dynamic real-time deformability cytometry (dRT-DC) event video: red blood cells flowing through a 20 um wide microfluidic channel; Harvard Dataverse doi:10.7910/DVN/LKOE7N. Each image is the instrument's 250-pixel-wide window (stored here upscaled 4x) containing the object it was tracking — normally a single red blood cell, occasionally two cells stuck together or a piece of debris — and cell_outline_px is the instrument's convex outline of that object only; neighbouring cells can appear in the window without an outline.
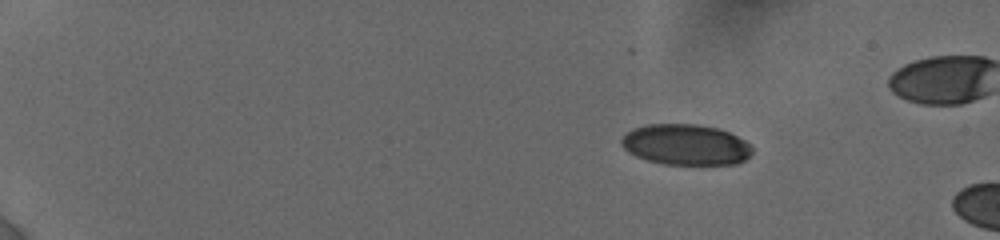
{"species": "human", "species_latin": "Homo sapiens", "temperature_condition": "cold", "stored_images_in_passage": 7, "camera_frame_rate_fps": 3000, "um_per_image_px": 0.085, "donor": {"sex": "female"}, "frame": {"image": 1, "passage_image": 1, "time_ms": 0.0, "image_size_px": [1000, 240], "cell_outline_px": [[752, 152], [744, 160], [736, 164], [664, 164], [648, 160], [636, 156], [628, 152], [620, 144], [620, 140], [632, 128], [648, 124], [696, 124], [720, 128], [744, 140], [752, 148]], "centroid_in_image_um": [58.27, 12.29], "position_along_channel_um": 26.7, "area_um2": 30.98}}